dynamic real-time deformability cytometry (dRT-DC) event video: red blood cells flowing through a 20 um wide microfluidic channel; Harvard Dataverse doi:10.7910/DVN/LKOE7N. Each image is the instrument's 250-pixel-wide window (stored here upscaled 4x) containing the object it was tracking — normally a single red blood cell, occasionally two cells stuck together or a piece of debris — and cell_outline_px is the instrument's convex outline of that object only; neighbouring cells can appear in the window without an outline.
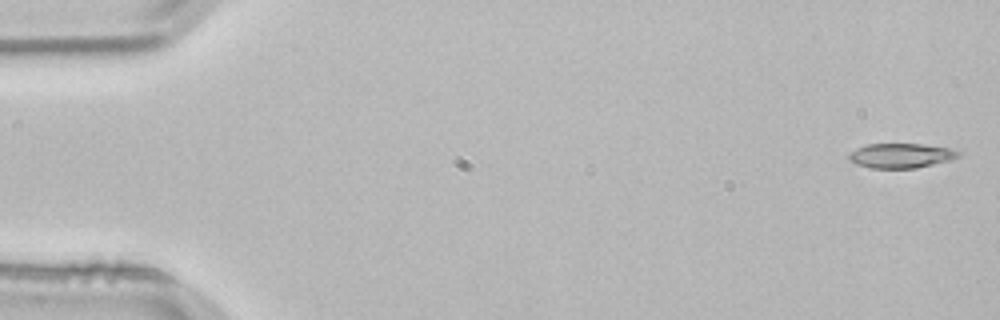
{"species": "common noctule bat (a hibernating species)", "species_latin": "Nyctalus noctula", "temperature_condition": "room temperature", "stored_images_in_passage": 3, "camera_frame_rate_fps": 3000, "um_per_image_px": 0.085, "animal": {"sex": "male", "body_mass_g": 21.5, "forearm_length_mm": 52.0}, "frame": {"image": 1, "passage_image": 1, "time_ms": 0.0, "image_size_px": [1000, 320], "cell_outline_px": [[960, 156], [952, 160], [916, 168], [872, 168], [856, 164], [848, 160], [848, 156], [856, 148], [868, 144], [920, 144], [952, 148], [960, 152]], "centroid_in_image_um": [76.61, 13.23], "position_along_channel_um": 8.4, "area_um2": 15.78}}
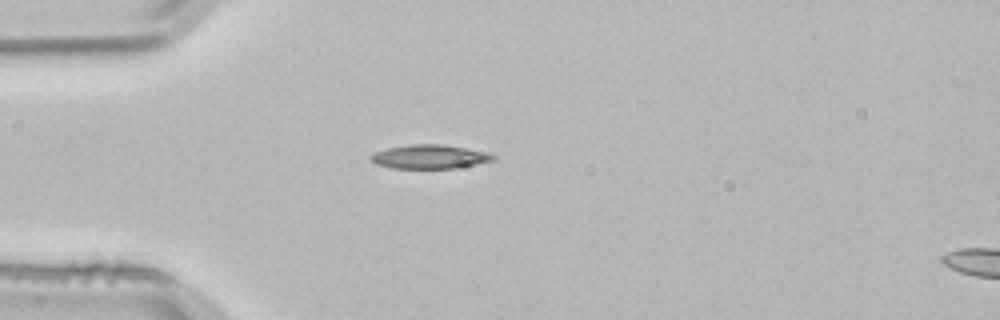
{"frame": {"image": 2, "passage_image": 3, "time_ms": 0.667, "image_size_px": [1000, 320], "cell_outline_px": [[496, 160], [456, 168], [392, 168], [376, 164], [368, 156], [376, 152], [388, 148], [412, 144], [444, 144], [468, 148], [488, 152], [496, 156]], "centroid_in_image_um": [36.57, 13.31], "position_along_channel_um": 48.4, "area_um2": 17.11}}